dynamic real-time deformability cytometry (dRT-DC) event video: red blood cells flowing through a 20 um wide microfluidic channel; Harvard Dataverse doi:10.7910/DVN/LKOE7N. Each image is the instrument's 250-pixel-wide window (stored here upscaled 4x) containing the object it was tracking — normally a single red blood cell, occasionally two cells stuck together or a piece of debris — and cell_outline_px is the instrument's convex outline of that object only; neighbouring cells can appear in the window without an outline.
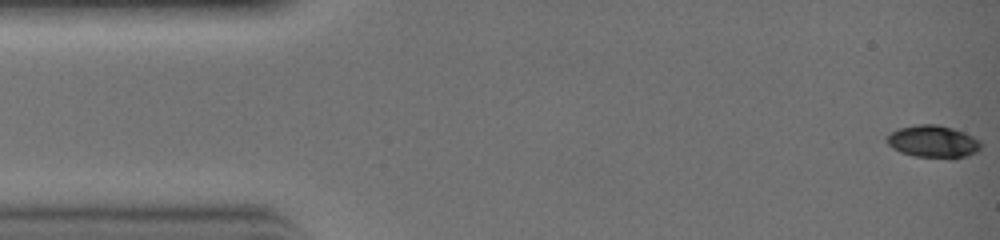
{"species": "common noctule bat (a hibernating species)", "species_latin": "Nyctalus noctula", "temperature_condition": "warm", "stored_images_in_passage": 17, "camera_frame_rate_fps": 3000, "um_per_image_px": 0.085, "animal": {"sex": "female", "body_mass_g": 19.0, "forearm_length_mm": 51.5}, "frame": {"image": 1, "passage_image": 1, "time_ms": 0.0, "image_size_px": [1000, 240], "cell_outline_px": [[980, 148], [976, 152], [968, 156], [916, 156], [900, 152], [892, 148], [884, 140], [884, 136], [900, 128], [920, 124], [936, 124], [952, 128], [964, 132], [980, 140]], "centroid_in_image_um": [79.26, 12.0], "position_along_channel_um": 5.7, "area_um2": 17.28}}
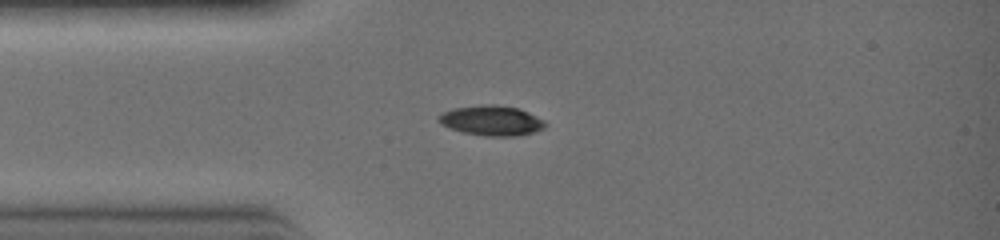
{"frame": {"image": 2, "passage_image": 7, "time_ms": 2.0, "image_size_px": [1000, 240], "cell_outline_px": [[548, 124], [544, 128], [536, 132], [520, 136], [484, 136], [464, 132], [448, 128], [440, 124], [440, 116], [444, 112], [456, 108], [492, 104], [496, 104], [516, 108], [528, 112], [544, 120]], "centroid_in_image_um": [41.85, 10.27], "position_along_channel_um": 43.2, "area_um2": 18.5}}
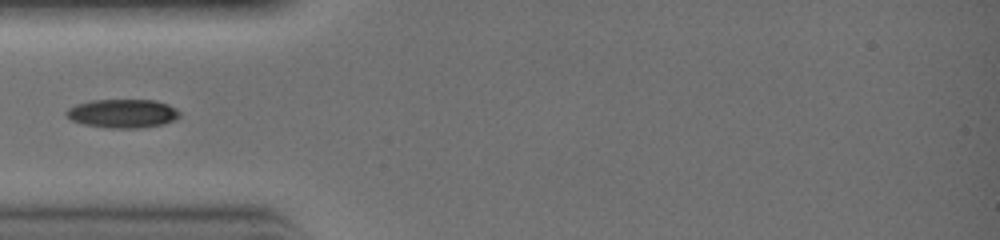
{"frame": {"image": 3, "passage_image": 9, "time_ms": 2.667, "image_size_px": [1000, 240], "cell_outline_px": [[180, 116], [164, 124], [136, 128], [108, 128], [84, 124], [72, 120], [64, 112], [68, 108], [76, 104], [92, 100], [156, 100], [168, 104], [176, 108], [180, 112]], "centroid_in_image_um": [10.43, 9.64], "position_along_channel_um": 74.6, "area_um2": 18.9}}